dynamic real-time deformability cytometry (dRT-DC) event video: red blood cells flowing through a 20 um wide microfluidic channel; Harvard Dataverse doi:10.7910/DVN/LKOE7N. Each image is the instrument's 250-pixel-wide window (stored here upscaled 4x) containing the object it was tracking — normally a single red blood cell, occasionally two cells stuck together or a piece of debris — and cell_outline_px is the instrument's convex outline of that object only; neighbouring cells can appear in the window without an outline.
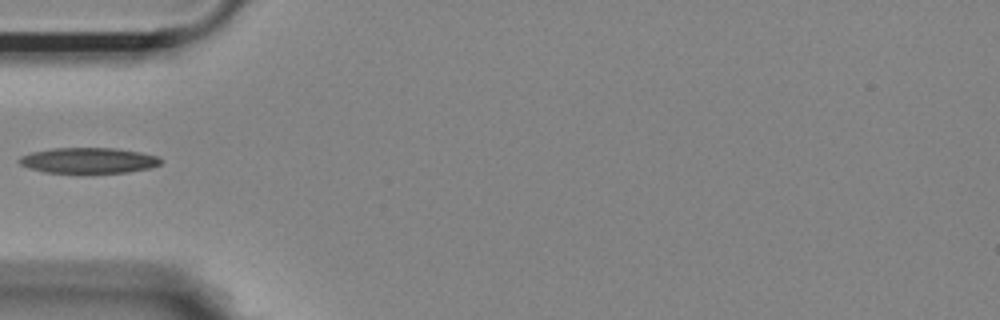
{"species": "Egyptian fruit bat (a non-hibernating species)", "species_latin": "Rousettus aegyptiacus", "temperature_condition": "room temperature", "stored_images_in_passage": 5, "camera_frame_rate_fps": 3000, "um_per_image_px": 0.085, "animal": {"sex": "female"}, "frame": {"image": 1, "passage_image": 1, "time_ms": 0.0, "image_size_px": [1000, 320], "cell_outline_px": [[164, 160], [160, 164], [148, 168], [128, 172], [80, 176], [44, 172], [28, 168], [20, 164], [16, 160], [20, 156], [32, 152], [52, 148], [116, 148], [140, 152], [160, 156]], "centroid_in_image_um": [7.5, 13.68], "position_along_channel_um": 77.5, "area_um2": 22.31}}
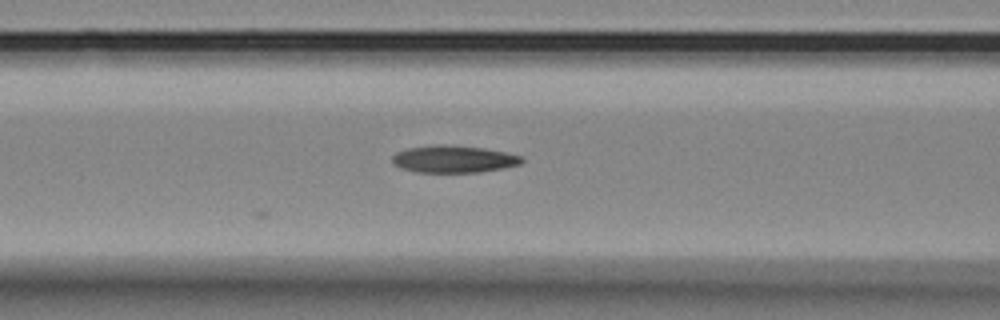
{"frame": {"image": 2, "passage_image": 5, "time_ms": 1.333, "image_size_px": [1000, 320], "cell_outline_px": [[524, 160], [520, 164], [504, 168], [480, 172], [416, 172], [400, 168], [392, 160], [392, 156], [396, 152], [408, 148], [432, 144], [452, 144], [484, 148], [504, 152], [520, 156]], "centroid_in_image_um": [38.54, 13.51], "position_along_channel_um": 128.1, "area_um2": 20.63}}